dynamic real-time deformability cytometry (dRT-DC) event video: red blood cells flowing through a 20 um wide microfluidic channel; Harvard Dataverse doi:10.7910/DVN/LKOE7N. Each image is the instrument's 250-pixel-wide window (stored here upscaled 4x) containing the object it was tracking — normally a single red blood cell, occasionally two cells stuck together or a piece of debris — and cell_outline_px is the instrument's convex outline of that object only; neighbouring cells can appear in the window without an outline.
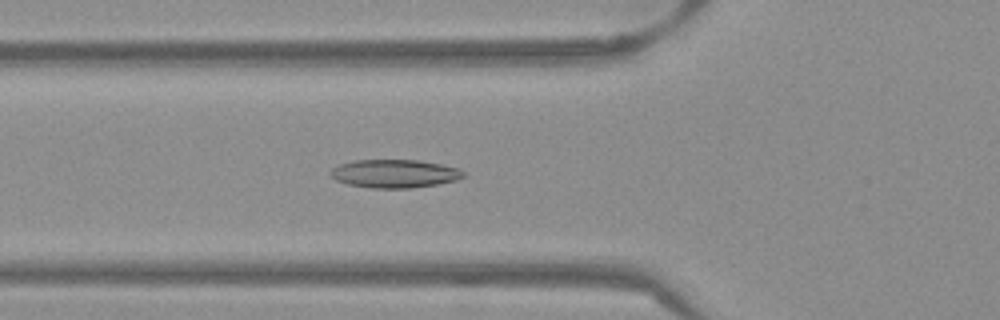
{"species": "Egyptian fruit bat (a non-hibernating species)", "species_latin": "Rousettus aegyptiacus", "temperature_condition": "warm", "stored_images_in_passage": 52, "camera_frame_rate_fps": 3000, "um_per_image_px": 0.085, "frame": {"image": 1, "passage_image": 18, "time_ms": 5.667, "image_size_px": [1000, 320], "cell_outline_px": [[464, 176], [456, 180], [436, 184], [412, 188], [372, 188], [348, 184], [336, 180], [328, 172], [332, 168], [340, 164], [356, 160], [416, 160], [440, 164], [456, 168], [464, 172]], "centroid_in_image_um": [33.5, 14.76], "position_along_channel_um": 92.3, "area_um2": 21.68}}
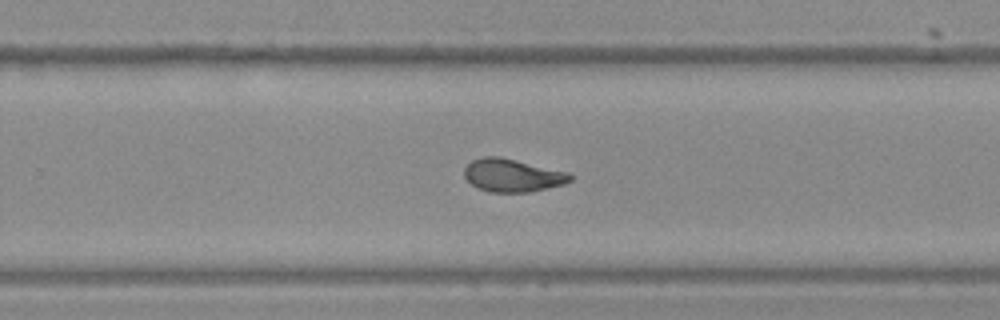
{"frame": {"image": 2, "passage_image": 33, "time_ms": 10.667, "image_size_px": [1000, 320], "cell_outline_px": [[572, 180], [564, 184], [528, 192], [488, 192], [476, 188], [464, 176], [464, 168], [472, 160], [480, 156], [500, 156], [568, 172], [572, 176]], "centroid_in_image_um": [43.52, 14.9], "position_along_channel_um": 286.3, "area_um2": 20.4}}
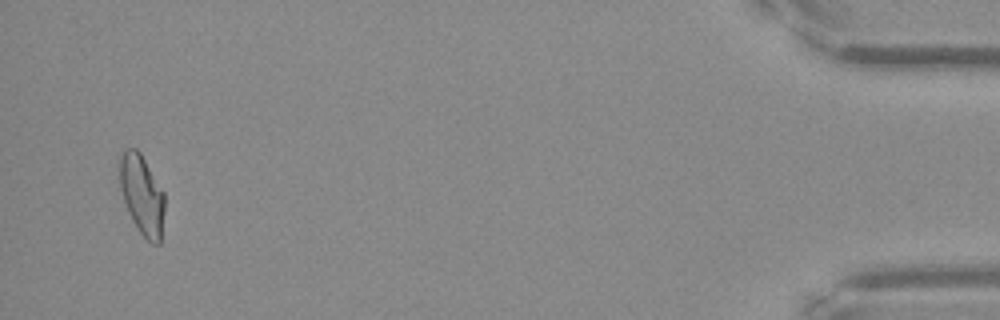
{"frame": {"image": 3, "passage_image": 50, "time_ms": 16.333, "image_size_px": [1000, 320], "cell_outline_px": [[164, 212], [160, 244], [152, 244], [140, 232], [132, 220], [128, 212], [120, 188], [120, 156], [124, 148], [136, 148], [140, 152], [164, 192]], "centroid_in_image_um": [12.07, 16.55], "position_along_channel_um": 423.1, "area_um2": 20.81}, "authors_computed_cell_mechanics": {"area_um2": 20.7502, "velocity_mm_per_s": 3.87, "shape_relaxation_time_tau1_ms": 10.2881, "shape_relaxation_time_tau2_ms": 1.8307, "deformation_change_tau1": 0.2436, "deformation_change_tau2": 0.0801}}